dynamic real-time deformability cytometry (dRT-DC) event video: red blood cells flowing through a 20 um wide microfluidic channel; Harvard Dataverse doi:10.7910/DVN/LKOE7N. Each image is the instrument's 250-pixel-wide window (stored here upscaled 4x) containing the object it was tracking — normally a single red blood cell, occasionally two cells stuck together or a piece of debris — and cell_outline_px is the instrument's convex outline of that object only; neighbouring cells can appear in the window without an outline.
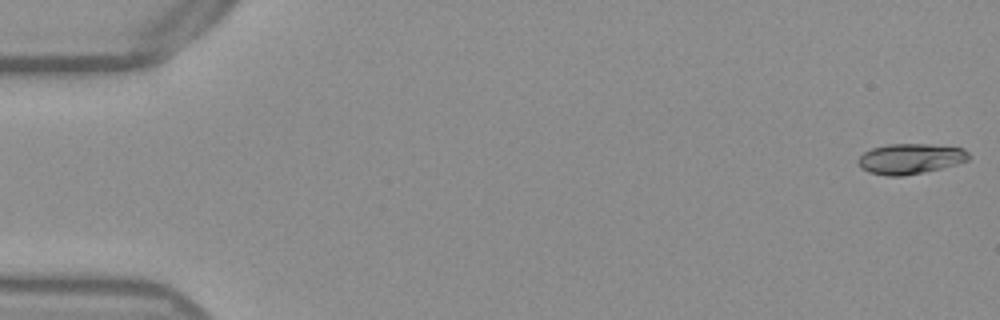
{"species": "Egyptian fruit bat (a non-hibernating species)", "species_latin": "Rousettus aegyptiacus", "temperature_condition": "warm", "stored_images_in_passage": 53, "camera_frame_rate_fps": 3000, "um_per_image_px": 0.085, "frame": {"image": 1, "passage_image": 1, "time_ms": 0.0, "image_size_px": [1000, 320], "cell_outline_px": [[972, 156], [968, 160], [956, 164], [924, 172], [900, 176], [888, 176], [868, 172], [860, 168], [856, 160], [864, 152], [872, 148], [888, 144], [932, 144], [964, 148]], "centroid_in_image_um": [77.37, 13.49], "position_along_channel_um": 7.6, "area_um2": 19.71}}
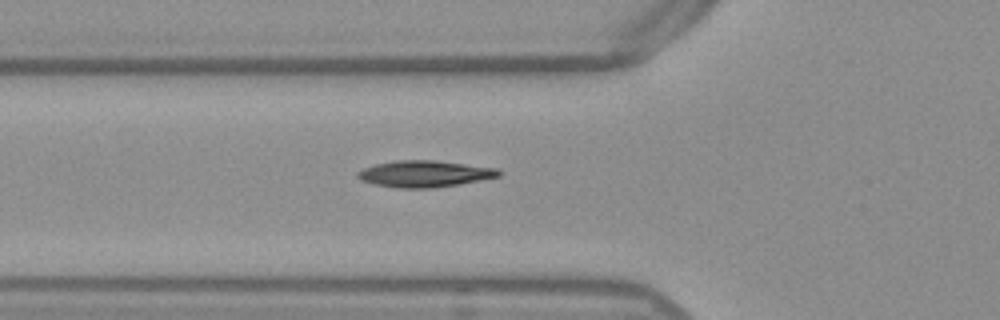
{"frame": {"image": 2, "passage_image": 19, "time_ms": 6.0, "image_size_px": [1000, 320], "cell_outline_px": [[500, 176], [460, 184], [432, 188], [396, 188], [376, 184], [360, 180], [356, 176], [356, 172], [364, 168], [376, 164], [396, 160], [436, 160], [496, 168], [500, 172]], "centroid_in_image_um": [36.06, 14.77], "position_along_channel_um": 89.7, "area_um2": 21.73}}
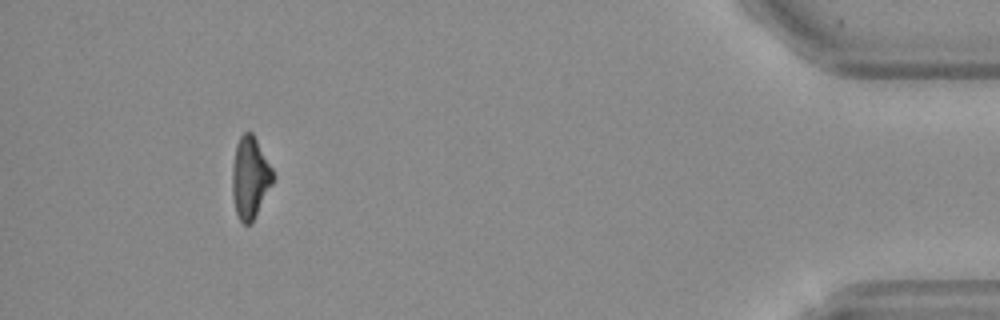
{"frame": {"image": 3, "passage_image": 49, "time_ms": 16.0, "image_size_px": [1000, 320], "cell_outline_px": [[276, 176], [272, 184], [252, 220], [248, 224], [244, 224], [240, 220], [236, 212], [232, 196], [232, 164], [236, 144], [240, 136], [244, 132], [252, 132], [272, 168]], "centroid_in_image_um": [21.24, 15.06], "position_along_channel_um": 414.0, "area_um2": 19.19}, "authors_computed_cell_mechanics": {"area_um2": 20.0566, "velocity_mm_per_s": 3.8761, "shape_relaxation_time_tau1_ms": null, "shape_relaxation_time_tau2_ms": 2.5034, "deformation_change_tau1": null, "deformation_change_tau2": 0.0968}}